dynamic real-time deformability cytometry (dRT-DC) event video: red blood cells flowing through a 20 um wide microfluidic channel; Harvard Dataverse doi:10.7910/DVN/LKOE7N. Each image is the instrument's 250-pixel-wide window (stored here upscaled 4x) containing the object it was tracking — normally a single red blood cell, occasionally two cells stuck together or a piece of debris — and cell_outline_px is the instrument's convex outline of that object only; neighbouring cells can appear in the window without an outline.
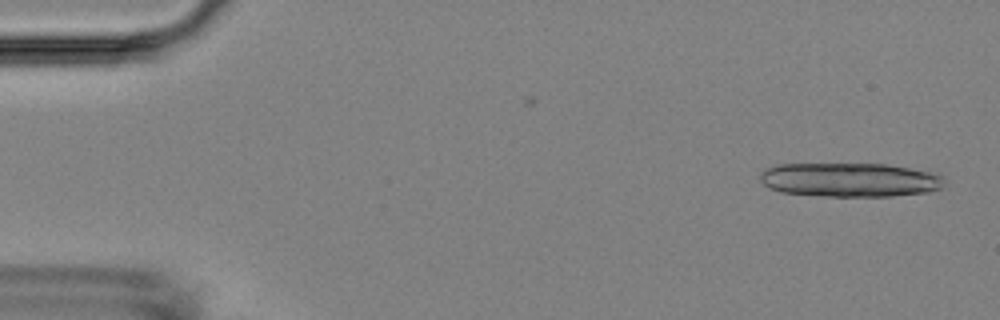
{"species": "Egyptian fruit bat (a non-hibernating species)", "species_latin": "Rousettus aegyptiacus", "temperature_condition": "room temperature", "stored_images_in_passage": 14, "camera_frame_rate_fps": 3000, "um_per_image_px": 0.085, "animal": {"sex": "female"}, "frame": {"image": 1, "passage_image": 1, "time_ms": 0.0, "image_size_px": [1000, 320], "cell_outline_px": [[944, 184], [940, 188], [928, 192], [892, 196], [820, 196], [780, 192], [768, 188], [760, 180], [760, 172], [764, 168], [780, 164], [888, 164], [928, 172], [944, 176]], "centroid_in_image_um": [72.18, 15.29], "position_along_channel_um": 12.8, "area_um2": 36.7}}